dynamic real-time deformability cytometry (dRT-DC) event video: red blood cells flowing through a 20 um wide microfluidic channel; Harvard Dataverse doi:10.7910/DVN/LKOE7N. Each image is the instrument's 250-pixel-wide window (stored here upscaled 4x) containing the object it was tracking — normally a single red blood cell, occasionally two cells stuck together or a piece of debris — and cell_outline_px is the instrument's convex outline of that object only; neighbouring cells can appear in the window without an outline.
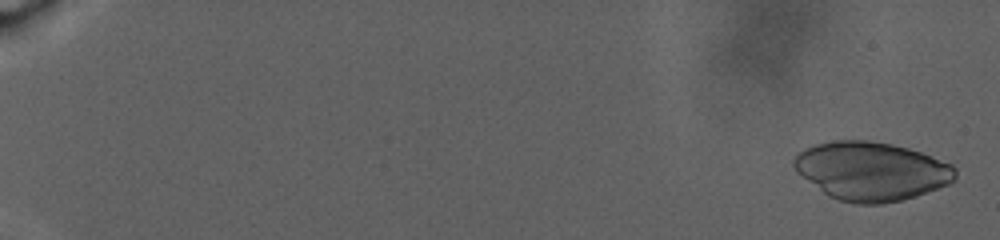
{"species": "human", "species_latin": "Homo sapiens", "temperature_condition": "warm", "stored_images_in_passage": 79, "camera_frame_rate_fps": 3000, "um_per_image_px": 0.085, "donor": {"sex": "male"}, "frame": {"image": 1, "passage_image": 5, "time_ms": 0.667, "image_size_px": [1000, 240], "cell_outline_px": [[956, 180], [948, 184], [916, 196], [884, 204], [856, 204], [840, 200], [828, 196], [796, 172], [792, 164], [792, 160], [796, 152], [804, 148], [816, 144], [832, 140], [868, 140], [892, 144], [908, 148], [932, 156], [952, 164], [956, 168]], "centroid_in_image_um": [74.04, 14.53], "position_along_channel_um": 11.0, "area_um2": 55.43}}
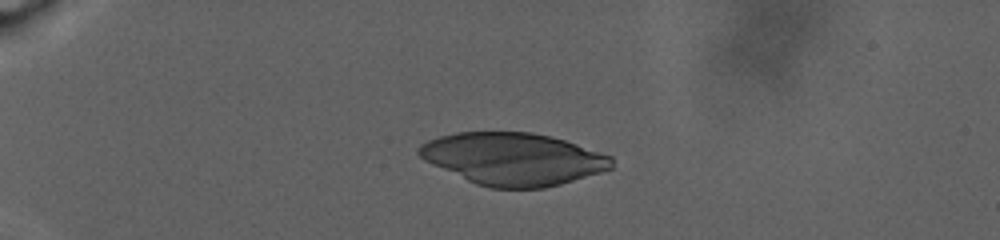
{"frame": {"image": 2, "passage_image": 59, "time_ms": 9.333, "image_size_px": [1000, 240], "cell_outline_px": [[612, 168], [600, 172], [560, 184], [544, 188], [488, 188], [476, 184], [432, 164], [424, 160], [416, 152], [416, 148], [420, 144], [428, 140], [440, 136], [456, 132], [532, 132], [552, 136], [612, 156]], "centroid_in_image_um": [43.59, 13.5], "position_along_channel_um": 41.4, "area_um2": 58.55}}